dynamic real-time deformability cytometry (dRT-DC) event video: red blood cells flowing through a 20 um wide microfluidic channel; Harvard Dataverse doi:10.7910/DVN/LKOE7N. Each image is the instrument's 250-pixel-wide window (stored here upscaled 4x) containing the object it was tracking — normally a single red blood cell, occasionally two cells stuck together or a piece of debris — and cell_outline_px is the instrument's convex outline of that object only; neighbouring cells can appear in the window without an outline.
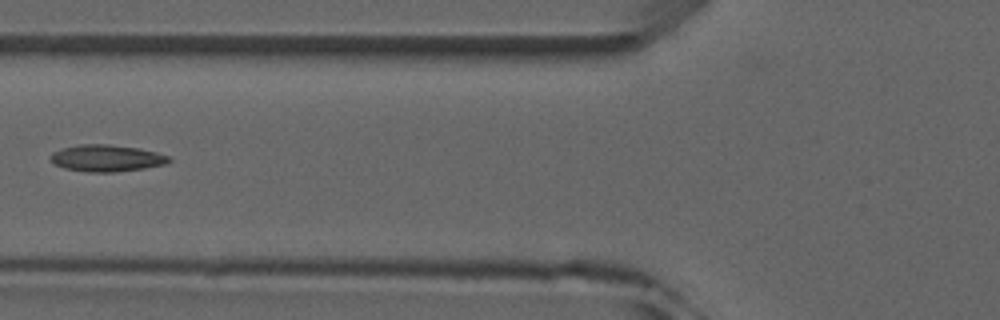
{"species": "common noctule bat (a hibernating species)", "species_latin": "Nyctalus noctula", "temperature_condition": "room temperature", "stored_images_in_passage": 5, "camera_frame_rate_fps": 3000, "um_per_image_px": 0.085, "animal": {"sex": "male", "forearm_length_mm": 52.5}, "frame": {"image": 1, "passage_image": 5, "time_ms": 5.333, "image_size_px": [1000, 320], "cell_outline_px": [[172, 160], [168, 164], [144, 168], [112, 172], [84, 172], [64, 168], [56, 164], [48, 156], [52, 152], [64, 148], [80, 144], [108, 144], [140, 148], [172, 156]], "centroid_in_image_um": [9.11, 13.44], "position_along_channel_um": 116.7, "area_um2": 18.61}}